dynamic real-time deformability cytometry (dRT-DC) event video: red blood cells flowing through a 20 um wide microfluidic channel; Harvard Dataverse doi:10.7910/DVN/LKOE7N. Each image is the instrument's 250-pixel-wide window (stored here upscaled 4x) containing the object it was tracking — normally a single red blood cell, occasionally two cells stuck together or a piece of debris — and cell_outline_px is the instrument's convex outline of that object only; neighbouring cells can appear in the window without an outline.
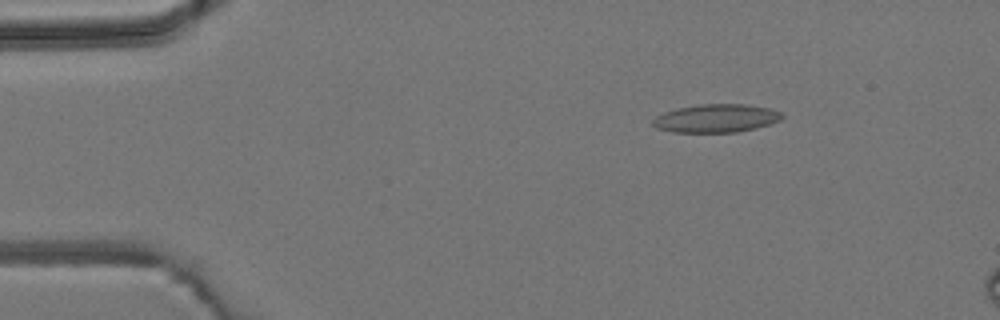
{"species": "common noctule bat (a hibernating species)", "species_latin": "Nyctalus noctula", "temperature_condition": "room temperature", "stored_images_in_passage": 5, "camera_frame_rate_fps": 3000, "um_per_image_px": 0.085, "animal": {"sex": "male", "body_mass_g": 19.2, "forearm_length_mm": 51.8}, "frame": {"image": 1, "passage_image": 3, "time_ms": 2.333, "image_size_px": [1000, 320], "cell_outline_px": [[784, 116], [780, 120], [772, 124], [756, 128], [736, 132], [672, 132], [656, 128], [652, 124], [652, 120], [656, 116], [664, 112], [676, 108], [700, 104], [748, 104], [768, 108], [784, 112]], "centroid_in_image_um": [60.9, 10.05], "position_along_channel_um": 24.1, "area_um2": 21.5}}